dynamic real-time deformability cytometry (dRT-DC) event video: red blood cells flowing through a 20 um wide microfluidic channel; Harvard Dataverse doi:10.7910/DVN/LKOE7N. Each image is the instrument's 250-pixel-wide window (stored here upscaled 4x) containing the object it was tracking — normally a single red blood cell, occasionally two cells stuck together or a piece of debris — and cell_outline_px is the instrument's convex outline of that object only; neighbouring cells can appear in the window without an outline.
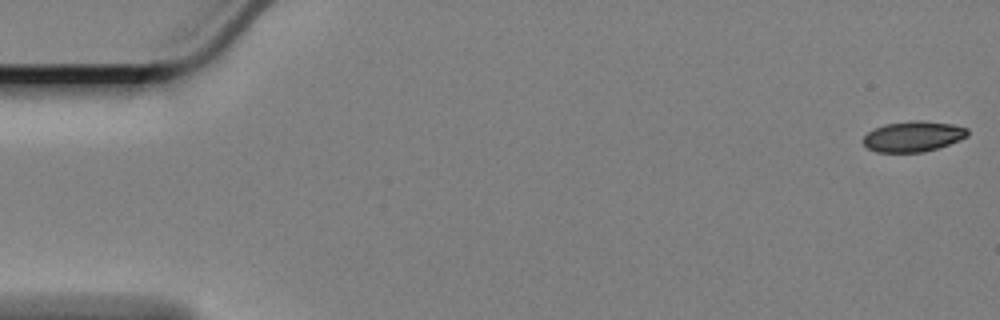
{"species": "Egyptian fruit bat (a non-hibernating species)", "species_latin": "Rousettus aegyptiacus", "temperature_condition": "cold", "stored_images_in_passage": 59, "camera_frame_rate_fps": 3000, "um_per_image_px": 0.085, "animal": {"sex": "female"}, "frame": {"image": 1, "passage_image": 1, "time_ms": 0.0, "image_size_px": [1000, 320], "cell_outline_px": [[968, 136], [960, 140], [924, 152], [876, 152], [868, 148], [860, 140], [868, 132], [876, 128], [888, 124], [916, 120], [952, 124], [968, 128]], "centroid_in_image_um": [77.61, 11.6], "position_along_channel_um": 7.4, "area_um2": 18.38}}
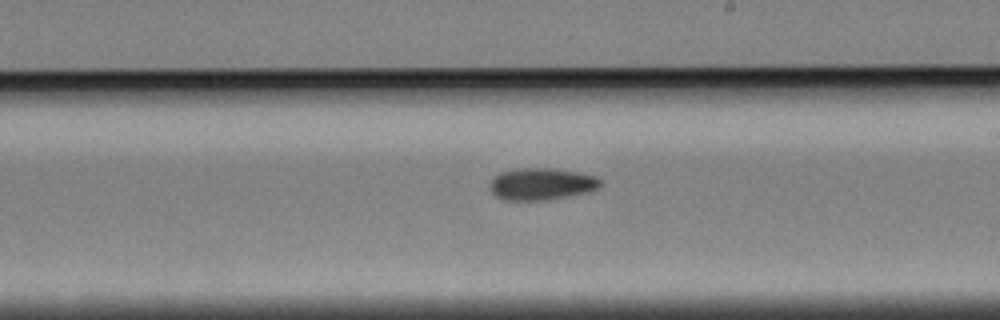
{"frame": {"image": 2, "passage_image": 34, "time_ms": 11.0, "image_size_px": [1000, 320], "cell_outline_px": [[600, 188], [588, 192], [548, 200], [500, 200], [488, 188], [488, 184], [500, 172], [524, 168], [548, 168], [576, 172], [596, 176], [600, 180]], "centroid_in_image_um": [46.0, 15.65], "position_along_channel_um": 243.0, "area_um2": 20.58}}
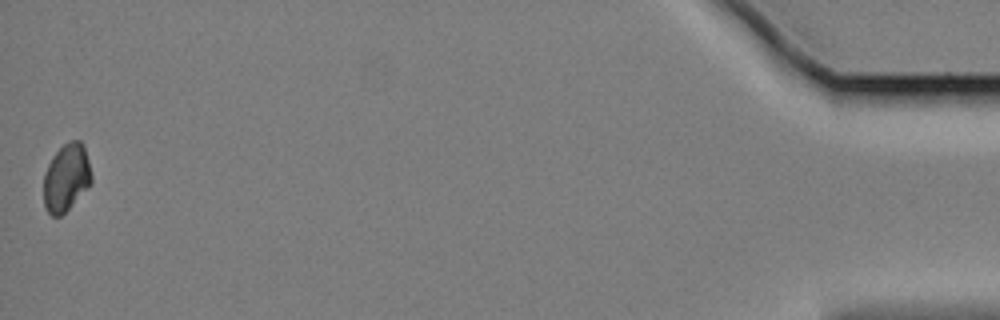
{"frame": {"image": 3, "passage_image": 59, "time_ms": 19.333, "image_size_px": [1000, 320], "cell_outline_px": [[92, 184], [60, 216], [52, 216], [44, 208], [44, 172], [52, 156], [64, 144], [72, 140], [80, 140], [84, 144], [92, 176]], "centroid_in_image_um": [5.64, 15.09], "position_along_channel_um": 429.6, "area_um2": 18.84}, "authors_computed_cell_mechanics": {"area_um2": 19.5942, "velocity_mm_per_s": 3.3591, "shape_relaxation_time_tau1_ms": 8.6318, "shape_relaxation_time_tau2_ms": null, "deformation_change_tau1": 0.0845, "deformation_change_tau2": null}}